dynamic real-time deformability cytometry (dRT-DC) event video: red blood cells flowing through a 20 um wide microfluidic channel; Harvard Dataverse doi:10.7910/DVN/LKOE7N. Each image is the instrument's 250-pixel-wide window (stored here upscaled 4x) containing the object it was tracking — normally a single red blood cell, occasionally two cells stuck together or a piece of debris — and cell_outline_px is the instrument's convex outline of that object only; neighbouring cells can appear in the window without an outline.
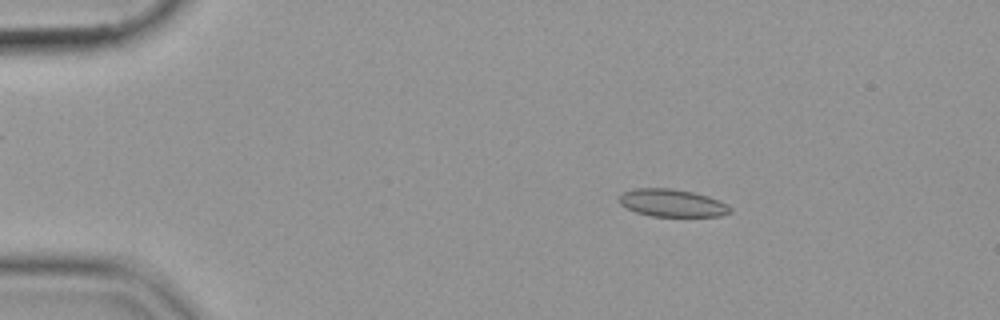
{"species": "common noctule bat (a hibernating species)", "species_latin": "Nyctalus noctula", "temperature_condition": "cold", "stored_images_in_passage": 54, "camera_frame_rate_fps": 3000, "um_per_image_px": 0.085, "animal": {"sex": "female", "body_mass_g": 19.9}, "frame": {"image": 1, "passage_image": 9, "time_ms": 2.667, "image_size_px": [1000, 320], "cell_outline_px": [[732, 212], [720, 216], [652, 216], [636, 212], [620, 204], [620, 196], [624, 192], [636, 188], [672, 188], [692, 192], [708, 196], [720, 200], [728, 204], [732, 208]], "centroid_in_image_um": [57.18, 17.25], "position_along_channel_um": 27.8, "area_um2": 17.8}}
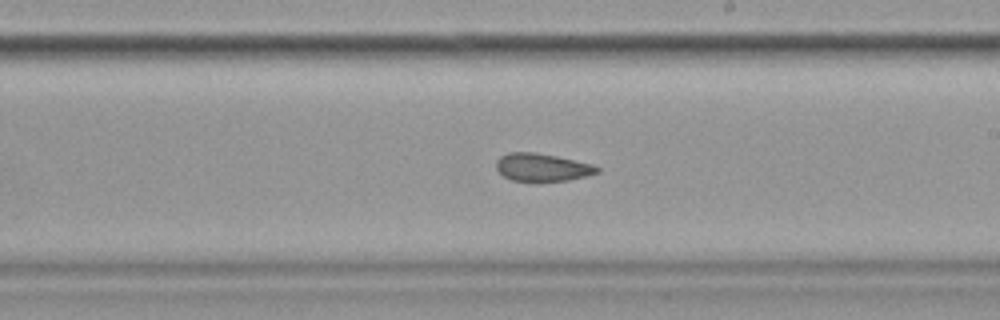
{"frame": {"image": 2, "passage_image": 32, "time_ms": 10.333, "image_size_px": [1000, 320], "cell_outline_px": [[600, 172], [568, 180], [512, 180], [504, 176], [496, 168], [496, 160], [500, 156], [508, 152], [536, 152], [556, 156], [592, 164], [600, 168]], "centroid_in_image_um": [46.07, 14.2], "position_along_channel_um": 242.9, "area_um2": 16.07}}
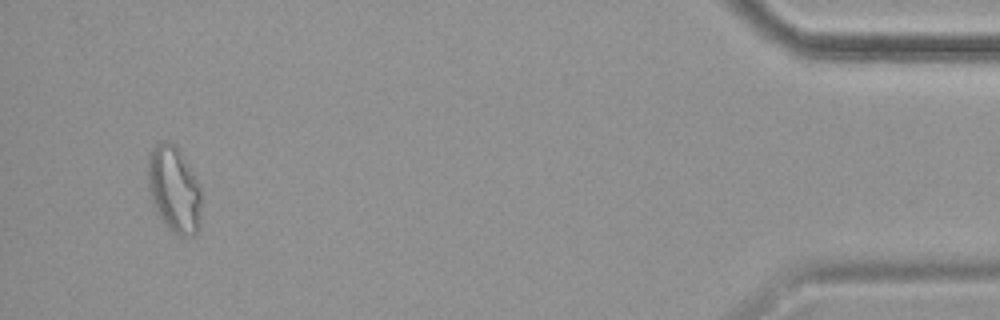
{"frame": {"image": 3, "passage_image": 52, "time_ms": 17.0, "image_size_px": [1000, 320], "cell_outline_px": [[200, 228], [192, 236], [180, 236], [172, 232], [164, 224], [152, 200], [148, 188], [148, 152], [156, 144], [164, 140], [168, 140], [176, 144], [200, 184]], "centroid_in_image_um": [14.8, 16.07], "position_along_channel_um": 420.4, "area_um2": 27.11}}